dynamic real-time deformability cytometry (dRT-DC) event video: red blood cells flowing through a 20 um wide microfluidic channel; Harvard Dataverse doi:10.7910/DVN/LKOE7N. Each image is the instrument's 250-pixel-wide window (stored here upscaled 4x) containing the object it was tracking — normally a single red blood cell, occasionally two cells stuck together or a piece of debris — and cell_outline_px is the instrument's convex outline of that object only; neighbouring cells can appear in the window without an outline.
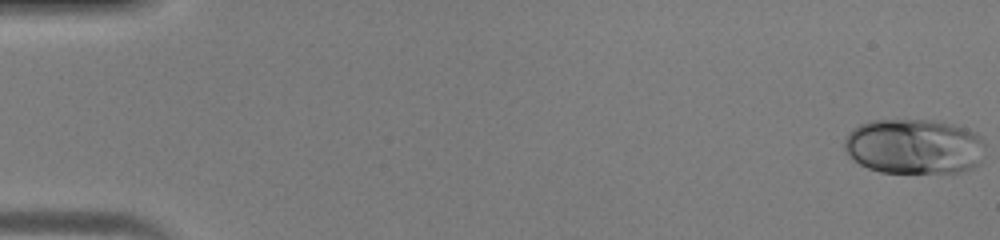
{"species": "human", "species_latin": "Homo sapiens", "temperature_condition": "warm", "stored_images_in_passage": 45, "camera_frame_rate_fps": 3000, "um_per_image_px": 0.085, "donor": {"sex": "male"}, "frame": {"image": 1, "passage_image": 1, "time_ms": 0.0, "image_size_px": [1000, 240], "cell_outline_px": [[984, 144], [980, 164], [972, 168], [956, 172], [880, 172], [868, 168], [852, 160], [844, 148], [844, 140], [848, 132], [852, 128], [860, 124], [872, 120], [932, 120], [952, 124], [976, 132], [984, 140]], "centroid_in_image_um": [77.68, 12.44], "position_along_channel_um": 7.3, "area_um2": 45.49}}
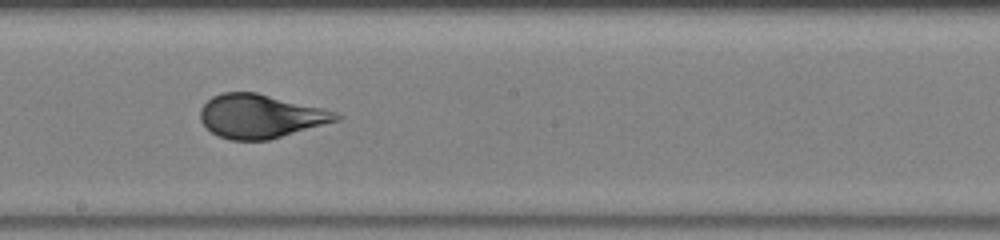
{"frame": {"image": 2, "passage_image": 26, "time_ms": 8.333, "image_size_px": [1000, 240], "cell_outline_px": [[344, 116], [340, 120], [268, 140], [232, 140], [220, 136], [212, 132], [200, 120], [200, 108], [212, 96], [224, 92], [256, 92], [336, 112]], "centroid_in_image_um": [22.13, 9.88], "position_along_channel_um": 226.1, "area_um2": 34.28}}
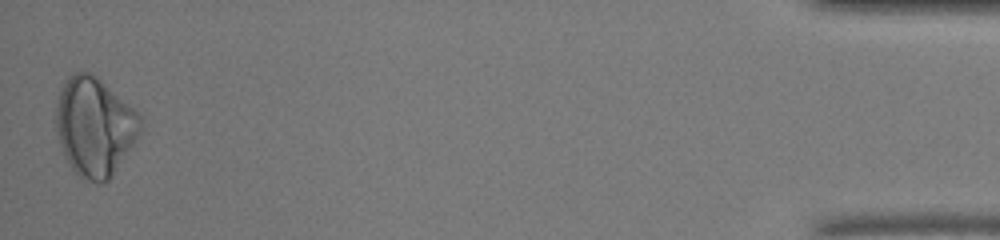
{"frame": {"image": 3, "passage_image": 45, "time_ms": 14.667, "image_size_px": [1000, 240], "cell_outline_px": [[144, 120], [140, 132], [136, 140], [112, 176], [108, 180], [100, 184], [96, 184], [80, 180], [68, 164], [64, 156], [56, 132], [56, 108], [60, 92], [68, 76], [72, 72], [92, 72], [132, 108]], "centroid_in_image_um": [8.02, 10.81], "position_along_channel_um": 427.2, "area_um2": 48.67}}